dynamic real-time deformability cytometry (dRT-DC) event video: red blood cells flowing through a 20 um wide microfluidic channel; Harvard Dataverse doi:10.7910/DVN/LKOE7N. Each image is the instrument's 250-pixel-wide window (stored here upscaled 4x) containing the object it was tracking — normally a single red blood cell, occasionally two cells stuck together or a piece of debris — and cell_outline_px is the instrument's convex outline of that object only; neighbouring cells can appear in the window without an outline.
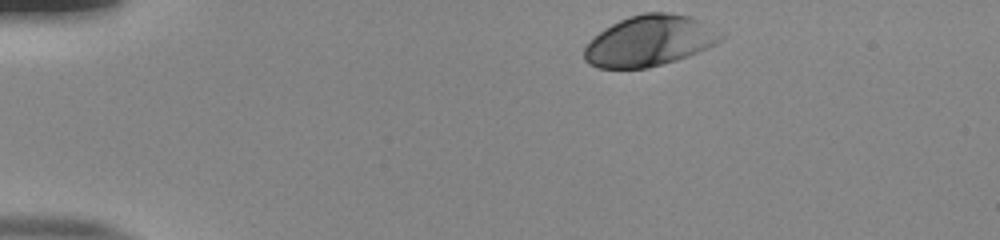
{"species": "human", "species_latin": "Homo sapiens", "temperature_condition": "room temperature", "stored_images_in_passage": 37, "camera_frame_rate_fps": 3000, "um_per_image_px": 0.085, "donor": {"sex": "male"}, "frame": {"image": 1, "passage_image": 1, "time_ms": 0.0, "image_size_px": [1000, 240], "cell_outline_px": [[724, 36], [716, 44], [688, 56], [676, 60], [648, 68], [596, 68], [588, 64], [584, 60], [584, 48], [604, 28], [628, 16], [644, 12], [668, 12], [688, 16], [700, 20], [724, 32]], "centroid_in_image_um": [55.23, 3.47], "position_along_channel_um": 29.8, "area_um2": 40.46}}
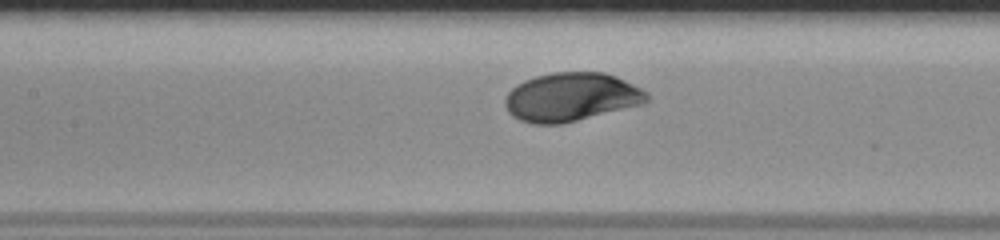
{"frame": {"image": 2, "passage_image": 17, "time_ms": 5.333, "image_size_px": [1000, 240], "cell_outline_px": [[648, 100], [644, 104], [560, 124], [532, 124], [520, 120], [512, 116], [508, 112], [504, 104], [504, 100], [508, 92], [516, 84], [524, 80], [536, 76], [552, 72], [604, 72], [616, 76], [648, 92]], "centroid_in_image_um": [48.53, 8.24], "position_along_channel_um": 158.9, "area_um2": 40.23}}
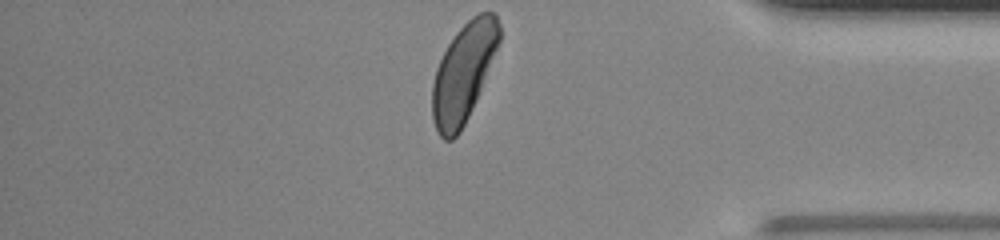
{"frame": {"image": 3, "passage_image": 37, "time_ms": 12.0, "image_size_px": [1000, 240], "cell_outline_px": [[500, 40], [476, 100], [460, 132], [452, 140], [444, 140], [440, 136], [432, 120], [432, 84], [436, 68], [448, 44], [456, 32], [472, 16], [480, 12], [492, 12], [496, 16], [500, 24]], "centroid_in_image_um": [39.38, 6.18], "position_along_channel_um": 395.8, "area_um2": 38.03}, "authors_computed_cell_mechanics": {"area_um2": 39.015, "velocity_mm_per_s": 3.8696, "shape_relaxation_time_tau1_ms": 2.355, "shape_relaxation_time_tau2_ms": null, "deformation_change_tau1": 0.1579, "deformation_change_tau2": null}}